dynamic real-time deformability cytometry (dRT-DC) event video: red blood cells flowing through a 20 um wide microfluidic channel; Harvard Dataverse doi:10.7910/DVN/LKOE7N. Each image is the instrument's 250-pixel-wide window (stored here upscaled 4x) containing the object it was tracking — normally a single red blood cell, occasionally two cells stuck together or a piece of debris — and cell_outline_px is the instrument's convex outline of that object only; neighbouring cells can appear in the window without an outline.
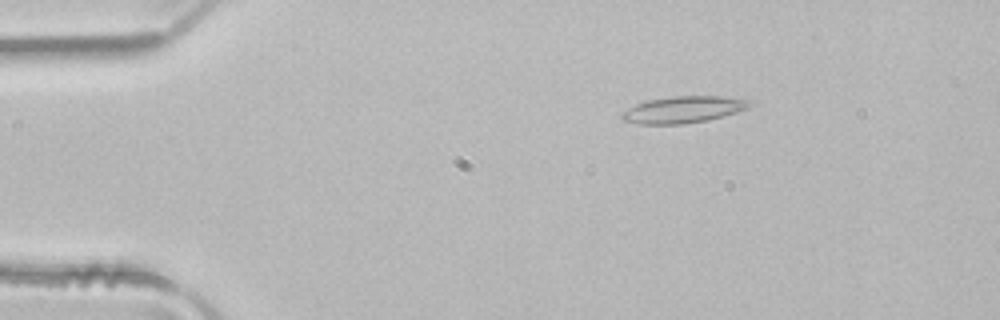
{"species": "common noctule bat (a hibernating species)", "species_latin": "Nyctalus noctula", "temperature_condition": "room temperature", "stored_images_in_passage": 3, "camera_frame_rate_fps": 3000, "um_per_image_px": 0.085, "animal": {"sex": "male", "body_mass_g": 21.5, "forearm_length_mm": 52.0}, "frame": {"image": 1, "passage_image": 1, "time_ms": 0.0, "image_size_px": [1000, 320], "cell_outline_px": [[756, 104], [748, 108], [724, 116], [708, 120], [684, 124], [636, 124], [624, 120], [620, 116], [620, 112], [636, 104], [648, 100], [672, 96], [720, 96], [748, 100]], "centroid_in_image_um": [58.08, 9.32], "position_along_channel_um": 26.9, "area_um2": 20.0}}